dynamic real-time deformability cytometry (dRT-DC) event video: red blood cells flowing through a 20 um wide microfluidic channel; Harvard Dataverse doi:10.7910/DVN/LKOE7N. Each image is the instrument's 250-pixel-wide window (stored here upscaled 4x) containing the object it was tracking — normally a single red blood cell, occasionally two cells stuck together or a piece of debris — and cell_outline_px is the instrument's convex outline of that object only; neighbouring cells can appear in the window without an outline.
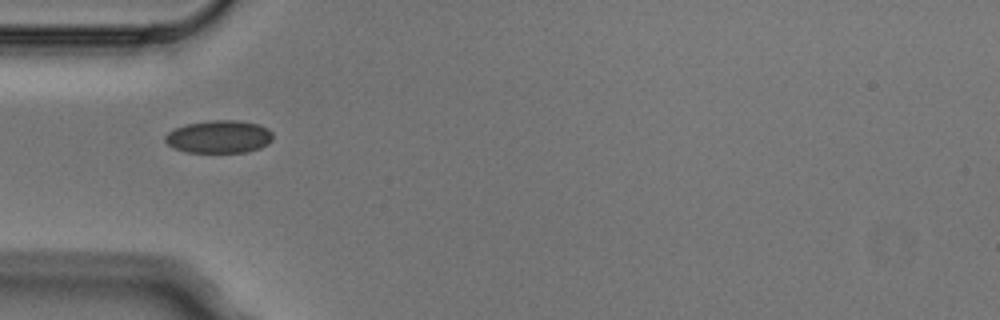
{"species": "Egyptian fruit bat (a non-hibernating species)", "species_latin": "Rousettus aegyptiacus", "temperature_condition": "cold", "stored_images_in_passage": 6, "camera_frame_rate_fps": 3000, "um_per_image_px": 0.085, "animal": {"sex": "male"}, "frame": {"image": 1, "passage_image": 5, "time_ms": 1.333, "image_size_px": [1000, 320], "cell_outline_px": [[272, 140], [268, 144], [260, 148], [248, 152], [184, 152], [168, 144], [164, 140], [164, 136], [168, 132], [184, 124], [208, 120], [236, 120], [260, 124], [268, 128], [272, 132]], "centroid_in_image_um": [18.63, 11.61], "position_along_channel_um": 66.4, "area_um2": 20.75}}
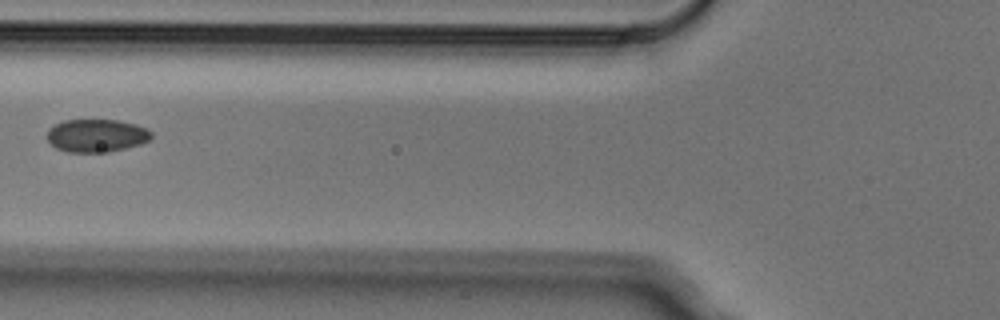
{"frame": {"image": 2, "passage_image": 6, "time_ms": 1.667, "image_size_px": [1000, 320], "cell_outline_px": [[152, 136], [148, 140], [140, 144], [108, 152], [68, 152], [56, 148], [48, 140], [48, 128], [64, 120], [116, 120], [136, 124], [148, 128], [152, 132]], "centroid_in_image_um": [8.21, 11.52], "position_along_channel_um": 117.6, "area_um2": 19.94}}